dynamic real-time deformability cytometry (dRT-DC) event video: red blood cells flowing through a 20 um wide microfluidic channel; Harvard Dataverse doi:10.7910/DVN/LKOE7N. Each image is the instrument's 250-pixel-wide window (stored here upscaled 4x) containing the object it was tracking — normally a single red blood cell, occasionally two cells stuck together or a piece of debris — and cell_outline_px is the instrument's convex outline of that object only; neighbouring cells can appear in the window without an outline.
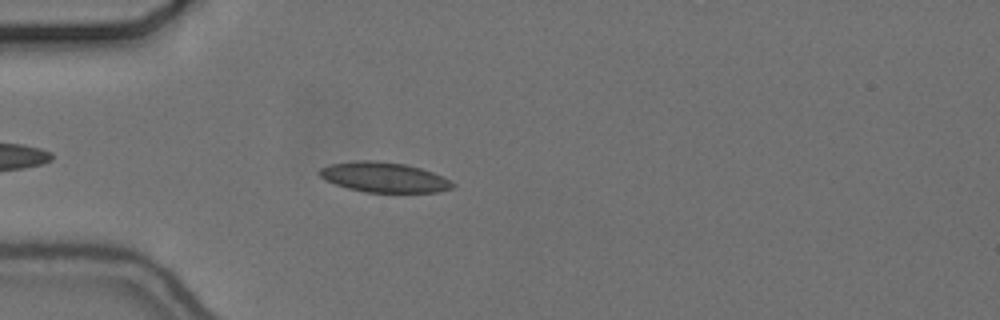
{"species": "common noctule bat (a hibernating species)", "species_latin": "Nyctalus noctula", "temperature_condition": "cold", "stored_images_in_passage": 45, "camera_frame_rate_fps": 3000, "um_per_image_px": 0.085, "animal": {"sex": "female", "body_mass_g": 24.6, "forearm_length_mm": 56.2}, "frame": {"image": 1, "passage_image": 5, "time_ms": 1.333, "image_size_px": [1000, 320], "cell_outline_px": [[456, 184], [452, 188], [440, 192], [364, 192], [348, 188], [324, 180], [316, 172], [320, 168], [332, 164], [356, 160], [376, 160], [404, 164], [420, 168], [432, 172]], "centroid_in_image_um": [32.6, 15.06], "position_along_channel_um": 52.4, "area_um2": 23.24}}
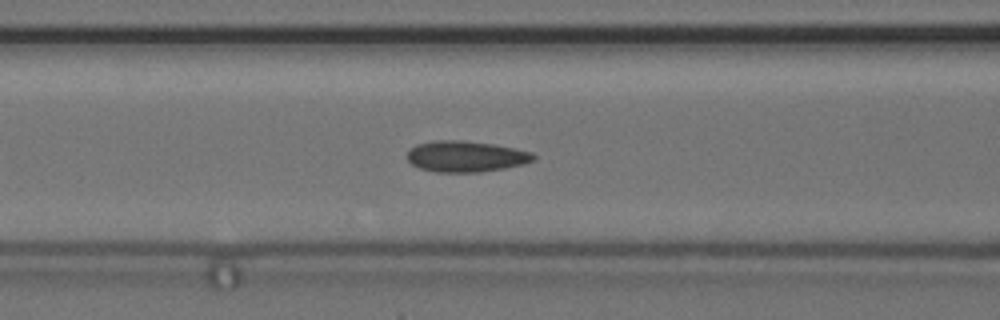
{"frame": {"image": 2, "passage_image": 12, "time_ms": 3.667, "image_size_px": [1000, 320], "cell_outline_px": [[536, 160], [524, 164], [504, 168], [480, 172], [436, 172], [420, 168], [412, 164], [408, 160], [408, 152], [416, 144], [436, 140], [460, 140], [492, 144], [532, 152], [536, 156]], "centroid_in_image_um": [39.61, 13.3], "position_along_channel_um": 127.0, "area_um2": 22.72}}
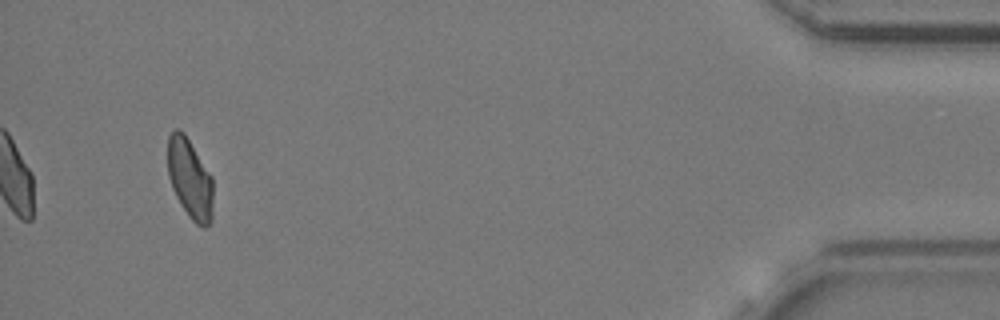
{"frame": {"image": 3, "passage_image": 42, "time_ms": 13.667, "image_size_px": [1000, 320], "cell_outline_px": [[212, 220], [204, 228], [196, 224], [192, 220], [180, 204], [172, 188], [168, 176], [168, 136], [176, 128], [180, 128], [184, 132], [212, 176]], "centroid_in_image_um": [16.13, 15.18], "position_along_channel_um": 419.1, "area_um2": 21.15}, "authors_computed_cell_mechanics": {"area_um2": 21.9062, "velocity_mm_per_s": 3.6622, "shape_relaxation_time_tau1_ms": null, "shape_relaxation_time_tau2_ms": 2.4924, "deformation_change_tau1": null, "deformation_change_tau2": 0.0982}}